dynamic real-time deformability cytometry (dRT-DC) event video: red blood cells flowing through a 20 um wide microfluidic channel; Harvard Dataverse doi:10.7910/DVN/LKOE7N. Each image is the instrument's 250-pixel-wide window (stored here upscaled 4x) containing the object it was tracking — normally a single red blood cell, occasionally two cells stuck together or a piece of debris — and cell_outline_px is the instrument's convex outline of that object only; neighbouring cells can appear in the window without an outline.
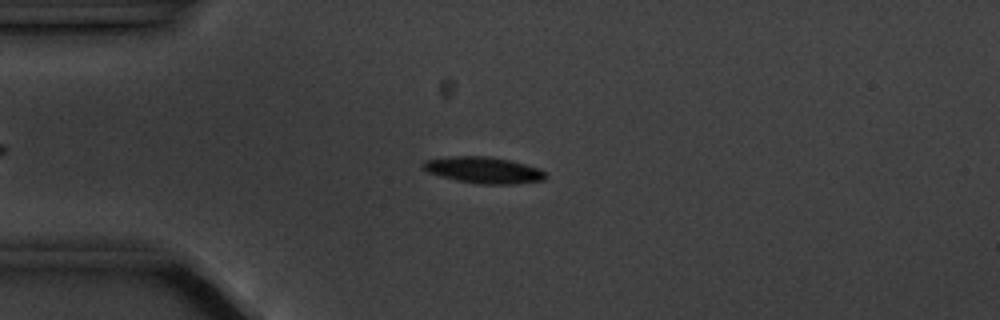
{"species": "common noctule bat (a hibernating species)", "species_latin": "Nyctalus noctula", "temperature_condition": "cold", "stored_images_in_passage": 6, "camera_frame_rate_fps": 3000, "um_per_image_px": 0.085, "animal": {"sex": "male", "body_mass_g": 20.1, "forearm_length_mm": 53.5}, "frame": {"image": 1, "passage_image": 5, "time_ms": 4.333, "image_size_px": [1000, 320], "cell_outline_px": [[548, 176], [544, 180], [512, 184], [480, 184], [456, 180], [440, 176], [428, 172], [420, 168], [420, 164], [424, 160], [448, 156], [488, 156], [508, 160], [540, 168]], "centroid_in_image_um": [41.05, 14.45], "position_along_channel_um": 43.9, "area_um2": 18.96}}